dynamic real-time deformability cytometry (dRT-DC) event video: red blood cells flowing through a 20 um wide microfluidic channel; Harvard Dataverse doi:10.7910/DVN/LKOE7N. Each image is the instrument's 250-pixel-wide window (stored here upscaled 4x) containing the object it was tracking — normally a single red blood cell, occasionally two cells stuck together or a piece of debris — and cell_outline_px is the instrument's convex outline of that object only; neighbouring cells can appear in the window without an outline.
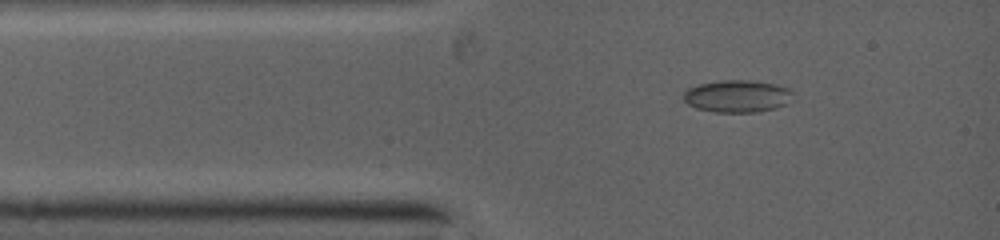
{"species": "common noctule bat (a hibernating species)", "species_latin": "Nyctalus noctula", "temperature_condition": "warm", "stored_images_in_passage": 17, "camera_frame_rate_fps": 5000, "um_per_image_px": 0.085, "animal": {"sex": "female", "body_mass_g": 19.0, "forearm_length_mm": 53.3}, "frame": {"image": 1, "passage_image": 4, "time_ms": 1.0, "image_size_px": [1000, 240], "cell_outline_px": [[796, 100], [788, 104], [776, 108], [756, 112], [716, 112], [696, 108], [688, 104], [684, 100], [684, 92], [688, 88], [700, 84], [720, 80], [752, 80], [776, 84], [788, 88], [796, 92]], "centroid_in_image_um": [62.78, 8.17], "position_along_channel_um": 22.2, "area_um2": 21.04}}
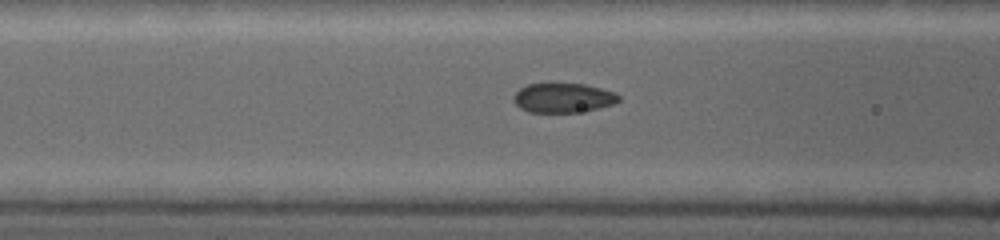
{"frame": {"image": 2, "passage_image": 10, "time_ms": 3.6, "image_size_px": [1000, 240], "cell_outline_px": [[620, 100], [612, 104], [596, 108], [576, 112], [532, 112], [520, 108], [516, 104], [516, 92], [520, 88], [528, 84], [584, 84], [600, 88], [612, 92], [620, 96]], "centroid_in_image_um": [47.87, 8.31], "position_along_channel_um": 118.7, "area_um2": 17.51}}
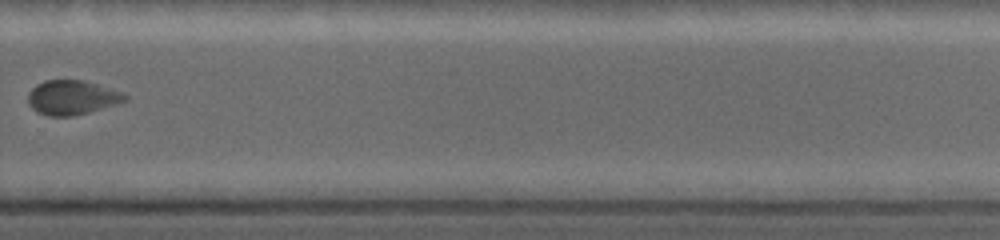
{"frame": {"image": 3, "passage_image": 17, "time_ms": 8.2, "image_size_px": [1000, 240], "cell_outline_px": [[128, 96], [124, 100], [88, 112], [72, 116], [52, 116], [40, 112], [32, 108], [28, 100], [28, 92], [36, 84], [44, 80], [80, 80], [120, 92]], "centroid_in_image_um": [6.03, 8.28], "position_along_channel_um": 323.8, "area_um2": 18.67}}